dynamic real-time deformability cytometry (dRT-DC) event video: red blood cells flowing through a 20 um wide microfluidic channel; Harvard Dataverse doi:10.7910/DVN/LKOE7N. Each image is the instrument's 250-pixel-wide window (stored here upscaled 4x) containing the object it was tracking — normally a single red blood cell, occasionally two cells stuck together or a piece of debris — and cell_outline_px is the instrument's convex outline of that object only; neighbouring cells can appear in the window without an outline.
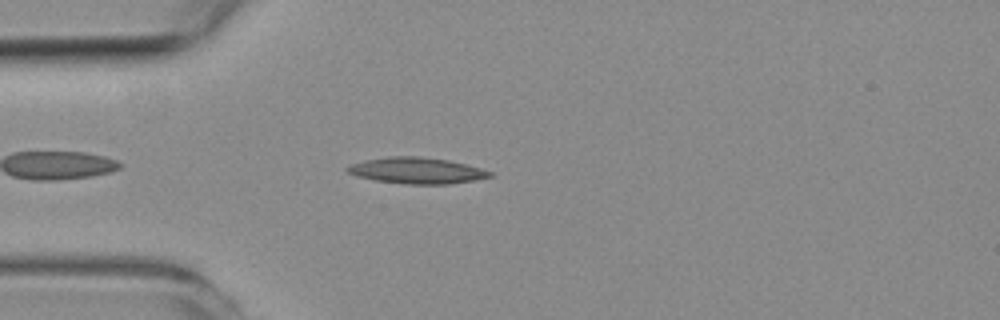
{"species": "common noctule bat (a hibernating species)", "species_latin": "Nyctalus noctula", "temperature_condition": "room temperature", "stored_images_in_passage": 43, "camera_frame_rate_fps": 3000, "um_per_image_px": 0.085, "animal": {"sex": "female", "body_mass_g": 19.3, "forearm_length_mm": 54.1}, "frame": {"image": 1, "passage_image": 4, "time_ms": 1.0, "image_size_px": [1000, 320], "cell_outline_px": [[492, 176], [472, 180], [448, 184], [408, 184], [376, 180], [356, 176], [348, 172], [344, 168], [348, 164], [364, 160], [388, 156], [420, 156], [448, 160], [480, 168], [492, 172]], "centroid_in_image_um": [35.35, 14.48], "position_along_channel_um": 49.6, "area_um2": 21.62}}
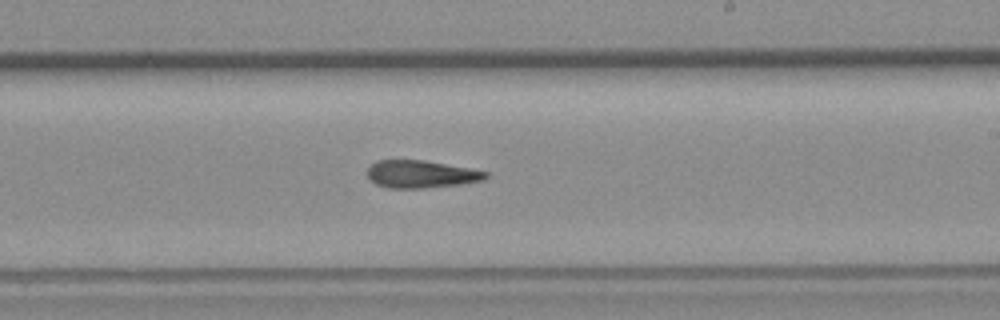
{"frame": {"image": 2, "passage_image": 21, "time_ms": 6.667, "image_size_px": [1000, 320], "cell_outline_px": [[488, 176], [484, 180], [460, 184], [424, 188], [388, 188], [376, 184], [368, 176], [368, 168], [376, 160], [424, 160], [468, 168], [488, 172]], "centroid_in_image_um": [35.78, 14.8], "position_along_channel_um": 253.2, "area_um2": 18.84}}
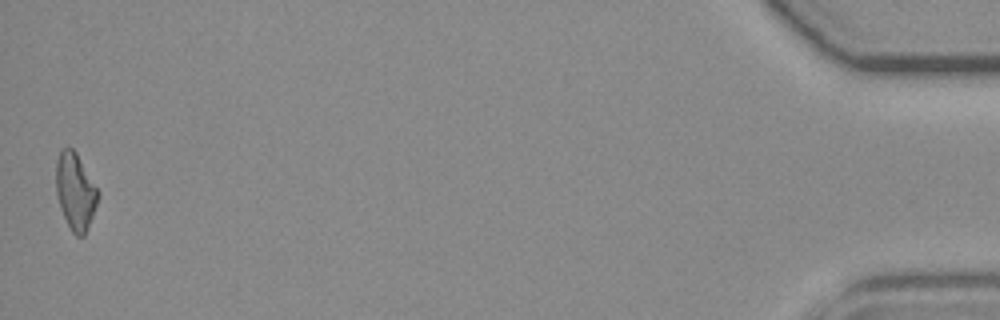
{"frame": {"image": 3, "passage_image": 43, "time_ms": 14.0, "image_size_px": [1000, 320], "cell_outline_px": [[100, 196], [84, 236], [76, 236], [72, 232], [60, 208], [56, 192], [56, 160], [60, 152], [64, 148], [72, 148], [76, 152], [100, 192]], "centroid_in_image_um": [6.41, 16.26], "position_along_channel_um": 428.8, "area_um2": 18.67}, "authors_computed_cell_mechanics": {"area_um2": 19.3052, "velocity_mm_per_s": 3.7882, "shape_relaxation_time_tau1_ms": null, "shape_relaxation_time_tau2_ms": 10.2534, "deformation_change_tau1": null, "deformation_change_tau2": 0.2792}}